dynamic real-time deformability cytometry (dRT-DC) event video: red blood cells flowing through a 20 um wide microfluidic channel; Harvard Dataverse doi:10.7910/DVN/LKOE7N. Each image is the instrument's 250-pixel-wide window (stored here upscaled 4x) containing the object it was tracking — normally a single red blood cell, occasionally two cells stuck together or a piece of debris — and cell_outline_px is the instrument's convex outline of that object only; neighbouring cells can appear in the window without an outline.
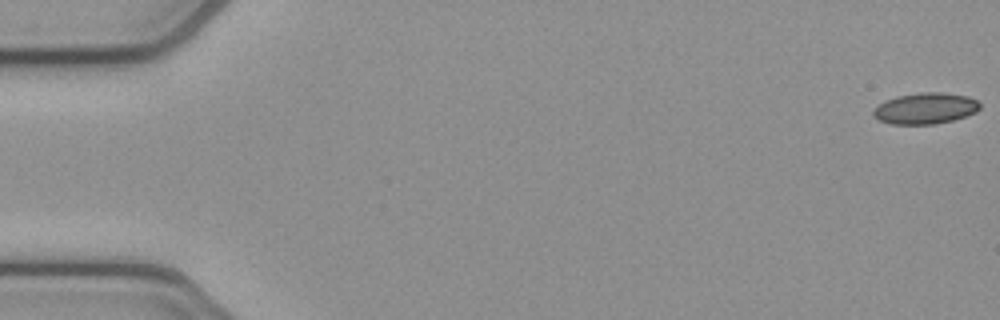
{"species": "common noctule bat (a hibernating species)", "species_latin": "Nyctalus noctula", "temperature_condition": "cold", "stored_images_in_passage": 54, "camera_frame_rate_fps": 3000, "um_per_image_px": 0.085, "animal": {"sex": "female", "body_mass_g": 21.9}, "frame": {"image": 1, "passage_image": 1, "time_ms": 0.0, "image_size_px": [1000, 320], "cell_outline_px": [[980, 108], [976, 112], [952, 120], [932, 124], [892, 124], [880, 120], [872, 116], [872, 112], [880, 104], [896, 96], [920, 92], [940, 92], [968, 96], [976, 100], [980, 104]], "centroid_in_image_um": [78.66, 9.2], "position_along_channel_um": 6.3, "area_um2": 19.13}}
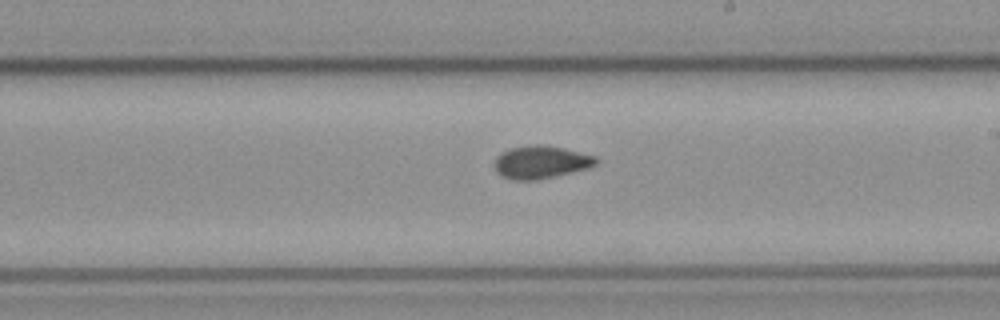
{"frame": {"image": 2, "passage_image": 31, "time_ms": 10.0, "image_size_px": [1000, 320], "cell_outline_px": [[600, 160], [596, 164], [588, 168], [556, 176], [536, 180], [512, 180], [500, 176], [496, 172], [492, 164], [496, 156], [500, 152], [512, 148], [536, 144], [544, 144], [564, 148], [596, 156]], "centroid_in_image_um": [45.94, 13.78], "position_along_channel_um": 243.1, "area_um2": 19.77}}
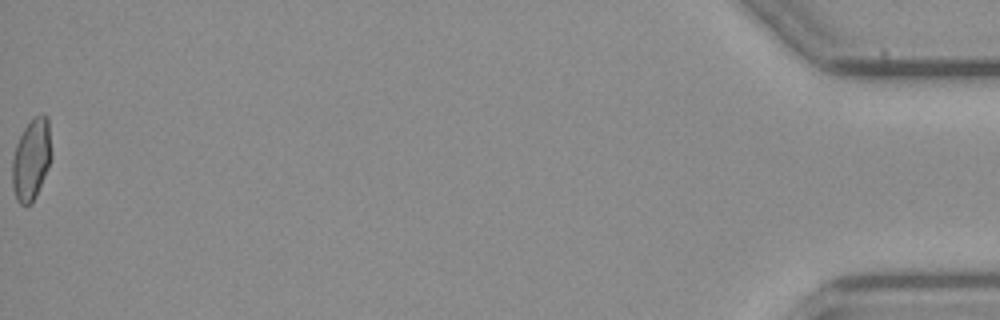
{"frame": {"image": 3, "passage_image": 54, "time_ms": 17.667, "image_size_px": [1000, 320], "cell_outline_px": [[52, 156], [48, 168], [36, 196], [32, 204], [20, 204], [16, 200], [12, 184], [12, 156], [16, 144], [24, 128], [36, 116], [48, 116]], "centroid_in_image_um": [2.66, 13.58], "position_along_channel_um": 432.5, "area_um2": 18.55}, "authors_computed_cell_mechanics": {"area_um2": 19.1607, "velocity_mm_per_s": 3.8676, "shape_relaxation_time_tau1_ms": null, "shape_relaxation_time_tau2_ms": 2.0824, "deformation_change_tau1": null, "deformation_change_tau2": 0.0685}}